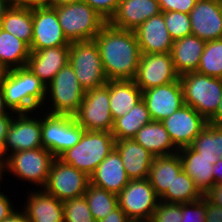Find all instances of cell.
<instances>
[{
    "label": "cell",
    "instance_id": "obj_1",
    "mask_svg": "<svg viewBox=\"0 0 222 222\" xmlns=\"http://www.w3.org/2000/svg\"><path fill=\"white\" fill-rule=\"evenodd\" d=\"M108 80H134L141 56L134 31L118 29L108 22L95 36Z\"/></svg>",
    "mask_w": 222,
    "mask_h": 222
},
{
    "label": "cell",
    "instance_id": "obj_2",
    "mask_svg": "<svg viewBox=\"0 0 222 222\" xmlns=\"http://www.w3.org/2000/svg\"><path fill=\"white\" fill-rule=\"evenodd\" d=\"M0 83L5 105L11 112L32 113L42 109L46 85L27 66L8 70Z\"/></svg>",
    "mask_w": 222,
    "mask_h": 222
},
{
    "label": "cell",
    "instance_id": "obj_3",
    "mask_svg": "<svg viewBox=\"0 0 222 222\" xmlns=\"http://www.w3.org/2000/svg\"><path fill=\"white\" fill-rule=\"evenodd\" d=\"M115 142L111 132L85 130L80 141L58 158L90 177L97 166L115 148Z\"/></svg>",
    "mask_w": 222,
    "mask_h": 222
},
{
    "label": "cell",
    "instance_id": "obj_4",
    "mask_svg": "<svg viewBox=\"0 0 222 222\" xmlns=\"http://www.w3.org/2000/svg\"><path fill=\"white\" fill-rule=\"evenodd\" d=\"M184 104L192 107L207 121L216 113L222 99V79L199 72L179 76Z\"/></svg>",
    "mask_w": 222,
    "mask_h": 222
},
{
    "label": "cell",
    "instance_id": "obj_5",
    "mask_svg": "<svg viewBox=\"0 0 222 222\" xmlns=\"http://www.w3.org/2000/svg\"><path fill=\"white\" fill-rule=\"evenodd\" d=\"M84 95L85 90L80 86L72 65L67 63L46 86V101L41 110L51 114L73 116L78 111Z\"/></svg>",
    "mask_w": 222,
    "mask_h": 222
},
{
    "label": "cell",
    "instance_id": "obj_6",
    "mask_svg": "<svg viewBox=\"0 0 222 222\" xmlns=\"http://www.w3.org/2000/svg\"><path fill=\"white\" fill-rule=\"evenodd\" d=\"M43 113V110L35 112L41 115L42 147L58 158L80 141L85 129L72 115Z\"/></svg>",
    "mask_w": 222,
    "mask_h": 222
},
{
    "label": "cell",
    "instance_id": "obj_7",
    "mask_svg": "<svg viewBox=\"0 0 222 222\" xmlns=\"http://www.w3.org/2000/svg\"><path fill=\"white\" fill-rule=\"evenodd\" d=\"M69 42L93 40L107 21L86 2L53 7Z\"/></svg>",
    "mask_w": 222,
    "mask_h": 222
},
{
    "label": "cell",
    "instance_id": "obj_8",
    "mask_svg": "<svg viewBox=\"0 0 222 222\" xmlns=\"http://www.w3.org/2000/svg\"><path fill=\"white\" fill-rule=\"evenodd\" d=\"M69 63L75 71L80 86L85 91L108 82L94 39L70 42Z\"/></svg>",
    "mask_w": 222,
    "mask_h": 222
},
{
    "label": "cell",
    "instance_id": "obj_9",
    "mask_svg": "<svg viewBox=\"0 0 222 222\" xmlns=\"http://www.w3.org/2000/svg\"><path fill=\"white\" fill-rule=\"evenodd\" d=\"M51 152L43 147L34 150L17 151L6 157L5 172L8 171L16 180L29 182L43 189L49 177L54 160Z\"/></svg>",
    "mask_w": 222,
    "mask_h": 222
},
{
    "label": "cell",
    "instance_id": "obj_10",
    "mask_svg": "<svg viewBox=\"0 0 222 222\" xmlns=\"http://www.w3.org/2000/svg\"><path fill=\"white\" fill-rule=\"evenodd\" d=\"M73 116L87 131L111 132L114 120L110 111L109 80L102 86L85 91L84 99Z\"/></svg>",
    "mask_w": 222,
    "mask_h": 222
},
{
    "label": "cell",
    "instance_id": "obj_11",
    "mask_svg": "<svg viewBox=\"0 0 222 222\" xmlns=\"http://www.w3.org/2000/svg\"><path fill=\"white\" fill-rule=\"evenodd\" d=\"M159 201L148 178L130 180L118 194L119 207L131 222H149Z\"/></svg>",
    "mask_w": 222,
    "mask_h": 222
},
{
    "label": "cell",
    "instance_id": "obj_12",
    "mask_svg": "<svg viewBox=\"0 0 222 222\" xmlns=\"http://www.w3.org/2000/svg\"><path fill=\"white\" fill-rule=\"evenodd\" d=\"M89 183L90 177L85 172L54 158L43 189L63 202L84 196Z\"/></svg>",
    "mask_w": 222,
    "mask_h": 222
},
{
    "label": "cell",
    "instance_id": "obj_13",
    "mask_svg": "<svg viewBox=\"0 0 222 222\" xmlns=\"http://www.w3.org/2000/svg\"><path fill=\"white\" fill-rule=\"evenodd\" d=\"M33 114L35 115V112L14 114L2 147L5 157L17 151L42 147L41 116Z\"/></svg>",
    "mask_w": 222,
    "mask_h": 222
},
{
    "label": "cell",
    "instance_id": "obj_14",
    "mask_svg": "<svg viewBox=\"0 0 222 222\" xmlns=\"http://www.w3.org/2000/svg\"><path fill=\"white\" fill-rule=\"evenodd\" d=\"M178 79L171 53H141L134 81L142 92Z\"/></svg>",
    "mask_w": 222,
    "mask_h": 222
},
{
    "label": "cell",
    "instance_id": "obj_15",
    "mask_svg": "<svg viewBox=\"0 0 222 222\" xmlns=\"http://www.w3.org/2000/svg\"><path fill=\"white\" fill-rule=\"evenodd\" d=\"M173 145L179 150L191 146L208 121L188 105L161 121Z\"/></svg>",
    "mask_w": 222,
    "mask_h": 222
},
{
    "label": "cell",
    "instance_id": "obj_16",
    "mask_svg": "<svg viewBox=\"0 0 222 222\" xmlns=\"http://www.w3.org/2000/svg\"><path fill=\"white\" fill-rule=\"evenodd\" d=\"M70 46L64 36L56 10L53 7L33 8V34L30 50Z\"/></svg>",
    "mask_w": 222,
    "mask_h": 222
},
{
    "label": "cell",
    "instance_id": "obj_17",
    "mask_svg": "<svg viewBox=\"0 0 222 222\" xmlns=\"http://www.w3.org/2000/svg\"><path fill=\"white\" fill-rule=\"evenodd\" d=\"M152 121H162L184 106L179 79L173 83L153 87L142 92Z\"/></svg>",
    "mask_w": 222,
    "mask_h": 222
},
{
    "label": "cell",
    "instance_id": "obj_18",
    "mask_svg": "<svg viewBox=\"0 0 222 222\" xmlns=\"http://www.w3.org/2000/svg\"><path fill=\"white\" fill-rule=\"evenodd\" d=\"M189 17L192 35L205 41L222 38V0H197Z\"/></svg>",
    "mask_w": 222,
    "mask_h": 222
},
{
    "label": "cell",
    "instance_id": "obj_19",
    "mask_svg": "<svg viewBox=\"0 0 222 222\" xmlns=\"http://www.w3.org/2000/svg\"><path fill=\"white\" fill-rule=\"evenodd\" d=\"M159 13L161 10L157 0H120L108 23L118 29L134 31Z\"/></svg>",
    "mask_w": 222,
    "mask_h": 222
},
{
    "label": "cell",
    "instance_id": "obj_20",
    "mask_svg": "<svg viewBox=\"0 0 222 222\" xmlns=\"http://www.w3.org/2000/svg\"><path fill=\"white\" fill-rule=\"evenodd\" d=\"M69 51L70 46L31 50L26 66L47 86L58 71L69 63Z\"/></svg>",
    "mask_w": 222,
    "mask_h": 222
},
{
    "label": "cell",
    "instance_id": "obj_21",
    "mask_svg": "<svg viewBox=\"0 0 222 222\" xmlns=\"http://www.w3.org/2000/svg\"><path fill=\"white\" fill-rule=\"evenodd\" d=\"M134 32L141 53H171L174 41L166 28L163 12L146 20Z\"/></svg>",
    "mask_w": 222,
    "mask_h": 222
},
{
    "label": "cell",
    "instance_id": "obj_22",
    "mask_svg": "<svg viewBox=\"0 0 222 222\" xmlns=\"http://www.w3.org/2000/svg\"><path fill=\"white\" fill-rule=\"evenodd\" d=\"M115 149L121 156L123 167L130 180L148 178L155 157L152 153L133 138L116 140Z\"/></svg>",
    "mask_w": 222,
    "mask_h": 222
},
{
    "label": "cell",
    "instance_id": "obj_23",
    "mask_svg": "<svg viewBox=\"0 0 222 222\" xmlns=\"http://www.w3.org/2000/svg\"><path fill=\"white\" fill-rule=\"evenodd\" d=\"M121 156L114 148L90 175V183L118 195L129 183Z\"/></svg>",
    "mask_w": 222,
    "mask_h": 222
},
{
    "label": "cell",
    "instance_id": "obj_24",
    "mask_svg": "<svg viewBox=\"0 0 222 222\" xmlns=\"http://www.w3.org/2000/svg\"><path fill=\"white\" fill-rule=\"evenodd\" d=\"M29 195V196H28ZM23 209L29 222H64V208L61 200L44 189H34L27 194Z\"/></svg>",
    "mask_w": 222,
    "mask_h": 222
},
{
    "label": "cell",
    "instance_id": "obj_25",
    "mask_svg": "<svg viewBox=\"0 0 222 222\" xmlns=\"http://www.w3.org/2000/svg\"><path fill=\"white\" fill-rule=\"evenodd\" d=\"M178 154L182 170L194 180L196 187L204 195L214 185L212 168L218 158L201 156L191 146L179 149Z\"/></svg>",
    "mask_w": 222,
    "mask_h": 222
},
{
    "label": "cell",
    "instance_id": "obj_26",
    "mask_svg": "<svg viewBox=\"0 0 222 222\" xmlns=\"http://www.w3.org/2000/svg\"><path fill=\"white\" fill-rule=\"evenodd\" d=\"M206 41L195 35L185 36L173 42L172 59L179 76L196 72Z\"/></svg>",
    "mask_w": 222,
    "mask_h": 222
},
{
    "label": "cell",
    "instance_id": "obj_27",
    "mask_svg": "<svg viewBox=\"0 0 222 222\" xmlns=\"http://www.w3.org/2000/svg\"><path fill=\"white\" fill-rule=\"evenodd\" d=\"M181 171L182 163L178 152L172 155L154 157L148 180L159 198L167 189H171L174 179Z\"/></svg>",
    "mask_w": 222,
    "mask_h": 222
},
{
    "label": "cell",
    "instance_id": "obj_28",
    "mask_svg": "<svg viewBox=\"0 0 222 222\" xmlns=\"http://www.w3.org/2000/svg\"><path fill=\"white\" fill-rule=\"evenodd\" d=\"M112 119L124 116L142 99V91L134 80H109Z\"/></svg>",
    "mask_w": 222,
    "mask_h": 222
},
{
    "label": "cell",
    "instance_id": "obj_29",
    "mask_svg": "<svg viewBox=\"0 0 222 222\" xmlns=\"http://www.w3.org/2000/svg\"><path fill=\"white\" fill-rule=\"evenodd\" d=\"M133 139L155 157L172 155L178 152L164 124L160 121H151L145 124Z\"/></svg>",
    "mask_w": 222,
    "mask_h": 222
},
{
    "label": "cell",
    "instance_id": "obj_30",
    "mask_svg": "<svg viewBox=\"0 0 222 222\" xmlns=\"http://www.w3.org/2000/svg\"><path fill=\"white\" fill-rule=\"evenodd\" d=\"M0 28L31 46L33 34V8L26 5H11L0 23Z\"/></svg>",
    "mask_w": 222,
    "mask_h": 222
},
{
    "label": "cell",
    "instance_id": "obj_31",
    "mask_svg": "<svg viewBox=\"0 0 222 222\" xmlns=\"http://www.w3.org/2000/svg\"><path fill=\"white\" fill-rule=\"evenodd\" d=\"M30 54L26 42L0 28V62L7 70L25 67Z\"/></svg>",
    "mask_w": 222,
    "mask_h": 222
},
{
    "label": "cell",
    "instance_id": "obj_32",
    "mask_svg": "<svg viewBox=\"0 0 222 222\" xmlns=\"http://www.w3.org/2000/svg\"><path fill=\"white\" fill-rule=\"evenodd\" d=\"M151 121L147 106L141 99L130 112L114 120L111 133L115 140L133 138L145 124Z\"/></svg>",
    "mask_w": 222,
    "mask_h": 222
},
{
    "label": "cell",
    "instance_id": "obj_33",
    "mask_svg": "<svg viewBox=\"0 0 222 222\" xmlns=\"http://www.w3.org/2000/svg\"><path fill=\"white\" fill-rule=\"evenodd\" d=\"M202 197L203 194L196 187L194 180L182 170L174 179L171 189H167L159 200L182 204L197 201Z\"/></svg>",
    "mask_w": 222,
    "mask_h": 222
},
{
    "label": "cell",
    "instance_id": "obj_34",
    "mask_svg": "<svg viewBox=\"0 0 222 222\" xmlns=\"http://www.w3.org/2000/svg\"><path fill=\"white\" fill-rule=\"evenodd\" d=\"M84 196L96 222L103 220L110 212L119 206L118 195L91 183L88 184Z\"/></svg>",
    "mask_w": 222,
    "mask_h": 222
},
{
    "label": "cell",
    "instance_id": "obj_35",
    "mask_svg": "<svg viewBox=\"0 0 222 222\" xmlns=\"http://www.w3.org/2000/svg\"><path fill=\"white\" fill-rule=\"evenodd\" d=\"M197 72L222 79V38L206 41Z\"/></svg>",
    "mask_w": 222,
    "mask_h": 222
},
{
    "label": "cell",
    "instance_id": "obj_36",
    "mask_svg": "<svg viewBox=\"0 0 222 222\" xmlns=\"http://www.w3.org/2000/svg\"><path fill=\"white\" fill-rule=\"evenodd\" d=\"M163 18L173 41L192 35L189 14L177 11H168L163 12Z\"/></svg>",
    "mask_w": 222,
    "mask_h": 222
},
{
    "label": "cell",
    "instance_id": "obj_37",
    "mask_svg": "<svg viewBox=\"0 0 222 222\" xmlns=\"http://www.w3.org/2000/svg\"><path fill=\"white\" fill-rule=\"evenodd\" d=\"M64 222H96L89 209L85 196L68 199L62 202Z\"/></svg>",
    "mask_w": 222,
    "mask_h": 222
},
{
    "label": "cell",
    "instance_id": "obj_38",
    "mask_svg": "<svg viewBox=\"0 0 222 222\" xmlns=\"http://www.w3.org/2000/svg\"><path fill=\"white\" fill-rule=\"evenodd\" d=\"M181 204L159 201L149 222H182Z\"/></svg>",
    "mask_w": 222,
    "mask_h": 222
},
{
    "label": "cell",
    "instance_id": "obj_39",
    "mask_svg": "<svg viewBox=\"0 0 222 222\" xmlns=\"http://www.w3.org/2000/svg\"><path fill=\"white\" fill-rule=\"evenodd\" d=\"M191 147L201 156H216L213 147V124L207 123L200 134L194 139Z\"/></svg>",
    "mask_w": 222,
    "mask_h": 222
},
{
    "label": "cell",
    "instance_id": "obj_40",
    "mask_svg": "<svg viewBox=\"0 0 222 222\" xmlns=\"http://www.w3.org/2000/svg\"><path fill=\"white\" fill-rule=\"evenodd\" d=\"M182 222H205L206 198L181 204Z\"/></svg>",
    "mask_w": 222,
    "mask_h": 222
},
{
    "label": "cell",
    "instance_id": "obj_41",
    "mask_svg": "<svg viewBox=\"0 0 222 222\" xmlns=\"http://www.w3.org/2000/svg\"><path fill=\"white\" fill-rule=\"evenodd\" d=\"M100 14L107 22L117 10L120 0H82Z\"/></svg>",
    "mask_w": 222,
    "mask_h": 222
},
{
    "label": "cell",
    "instance_id": "obj_42",
    "mask_svg": "<svg viewBox=\"0 0 222 222\" xmlns=\"http://www.w3.org/2000/svg\"><path fill=\"white\" fill-rule=\"evenodd\" d=\"M161 12L177 11L189 14L197 0H157Z\"/></svg>",
    "mask_w": 222,
    "mask_h": 222
},
{
    "label": "cell",
    "instance_id": "obj_43",
    "mask_svg": "<svg viewBox=\"0 0 222 222\" xmlns=\"http://www.w3.org/2000/svg\"><path fill=\"white\" fill-rule=\"evenodd\" d=\"M7 195L0 190V221L6 219L16 209L13 206L14 203H11L12 199Z\"/></svg>",
    "mask_w": 222,
    "mask_h": 222
},
{
    "label": "cell",
    "instance_id": "obj_44",
    "mask_svg": "<svg viewBox=\"0 0 222 222\" xmlns=\"http://www.w3.org/2000/svg\"><path fill=\"white\" fill-rule=\"evenodd\" d=\"M205 222H222V208L210 203L207 199Z\"/></svg>",
    "mask_w": 222,
    "mask_h": 222
},
{
    "label": "cell",
    "instance_id": "obj_45",
    "mask_svg": "<svg viewBox=\"0 0 222 222\" xmlns=\"http://www.w3.org/2000/svg\"><path fill=\"white\" fill-rule=\"evenodd\" d=\"M210 203L222 208V185H213L204 195Z\"/></svg>",
    "mask_w": 222,
    "mask_h": 222
},
{
    "label": "cell",
    "instance_id": "obj_46",
    "mask_svg": "<svg viewBox=\"0 0 222 222\" xmlns=\"http://www.w3.org/2000/svg\"><path fill=\"white\" fill-rule=\"evenodd\" d=\"M213 147L217 158H222V126L213 125Z\"/></svg>",
    "mask_w": 222,
    "mask_h": 222
},
{
    "label": "cell",
    "instance_id": "obj_47",
    "mask_svg": "<svg viewBox=\"0 0 222 222\" xmlns=\"http://www.w3.org/2000/svg\"><path fill=\"white\" fill-rule=\"evenodd\" d=\"M99 222H131L126 214L118 206Z\"/></svg>",
    "mask_w": 222,
    "mask_h": 222
},
{
    "label": "cell",
    "instance_id": "obj_48",
    "mask_svg": "<svg viewBox=\"0 0 222 222\" xmlns=\"http://www.w3.org/2000/svg\"><path fill=\"white\" fill-rule=\"evenodd\" d=\"M14 116H0V147L2 148L5 142L8 128Z\"/></svg>",
    "mask_w": 222,
    "mask_h": 222
},
{
    "label": "cell",
    "instance_id": "obj_49",
    "mask_svg": "<svg viewBox=\"0 0 222 222\" xmlns=\"http://www.w3.org/2000/svg\"><path fill=\"white\" fill-rule=\"evenodd\" d=\"M0 222H29L25 211H19L18 209L14 210L6 219H3Z\"/></svg>",
    "mask_w": 222,
    "mask_h": 222
},
{
    "label": "cell",
    "instance_id": "obj_50",
    "mask_svg": "<svg viewBox=\"0 0 222 222\" xmlns=\"http://www.w3.org/2000/svg\"><path fill=\"white\" fill-rule=\"evenodd\" d=\"M213 178L214 185L220 184L222 185V158H218V160L213 164Z\"/></svg>",
    "mask_w": 222,
    "mask_h": 222
},
{
    "label": "cell",
    "instance_id": "obj_51",
    "mask_svg": "<svg viewBox=\"0 0 222 222\" xmlns=\"http://www.w3.org/2000/svg\"><path fill=\"white\" fill-rule=\"evenodd\" d=\"M25 5L30 8L53 7V0H27Z\"/></svg>",
    "mask_w": 222,
    "mask_h": 222
},
{
    "label": "cell",
    "instance_id": "obj_52",
    "mask_svg": "<svg viewBox=\"0 0 222 222\" xmlns=\"http://www.w3.org/2000/svg\"><path fill=\"white\" fill-rule=\"evenodd\" d=\"M208 123L216 126H222V99L216 113L208 120Z\"/></svg>",
    "mask_w": 222,
    "mask_h": 222
},
{
    "label": "cell",
    "instance_id": "obj_53",
    "mask_svg": "<svg viewBox=\"0 0 222 222\" xmlns=\"http://www.w3.org/2000/svg\"><path fill=\"white\" fill-rule=\"evenodd\" d=\"M13 114L16 113L11 112L5 105L3 90L0 83V116H14Z\"/></svg>",
    "mask_w": 222,
    "mask_h": 222
},
{
    "label": "cell",
    "instance_id": "obj_54",
    "mask_svg": "<svg viewBox=\"0 0 222 222\" xmlns=\"http://www.w3.org/2000/svg\"><path fill=\"white\" fill-rule=\"evenodd\" d=\"M12 4L9 3L7 0H0V23L2 19L4 18V15L7 11V9L11 6Z\"/></svg>",
    "mask_w": 222,
    "mask_h": 222
},
{
    "label": "cell",
    "instance_id": "obj_55",
    "mask_svg": "<svg viewBox=\"0 0 222 222\" xmlns=\"http://www.w3.org/2000/svg\"><path fill=\"white\" fill-rule=\"evenodd\" d=\"M82 0H53V7L64 6L81 2Z\"/></svg>",
    "mask_w": 222,
    "mask_h": 222
},
{
    "label": "cell",
    "instance_id": "obj_56",
    "mask_svg": "<svg viewBox=\"0 0 222 222\" xmlns=\"http://www.w3.org/2000/svg\"><path fill=\"white\" fill-rule=\"evenodd\" d=\"M6 168V157L2 152V148L0 147V170H5Z\"/></svg>",
    "mask_w": 222,
    "mask_h": 222
},
{
    "label": "cell",
    "instance_id": "obj_57",
    "mask_svg": "<svg viewBox=\"0 0 222 222\" xmlns=\"http://www.w3.org/2000/svg\"><path fill=\"white\" fill-rule=\"evenodd\" d=\"M12 5H25L27 3V0H7Z\"/></svg>",
    "mask_w": 222,
    "mask_h": 222
},
{
    "label": "cell",
    "instance_id": "obj_58",
    "mask_svg": "<svg viewBox=\"0 0 222 222\" xmlns=\"http://www.w3.org/2000/svg\"><path fill=\"white\" fill-rule=\"evenodd\" d=\"M7 71L8 70L0 62V81L5 77Z\"/></svg>",
    "mask_w": 222,
    "mask_h": 222
},
{
    "label": "cell",
    "instance_id": "obj_59",
    "mask_svg": "<svg viewBox=\"0 0 222 222\" xmlns=\"http://www.w3.org/2000/svg\"><path fill=\"white\" fill-rule=\"evenodd\" d=\"M4 172H5V170H0V182L2 181V179H3V175H4ZM0 187H1V184H0Z\"/></svg>",
    "mask_w": 222,
    "mask_h": 222
}]
</instances>
